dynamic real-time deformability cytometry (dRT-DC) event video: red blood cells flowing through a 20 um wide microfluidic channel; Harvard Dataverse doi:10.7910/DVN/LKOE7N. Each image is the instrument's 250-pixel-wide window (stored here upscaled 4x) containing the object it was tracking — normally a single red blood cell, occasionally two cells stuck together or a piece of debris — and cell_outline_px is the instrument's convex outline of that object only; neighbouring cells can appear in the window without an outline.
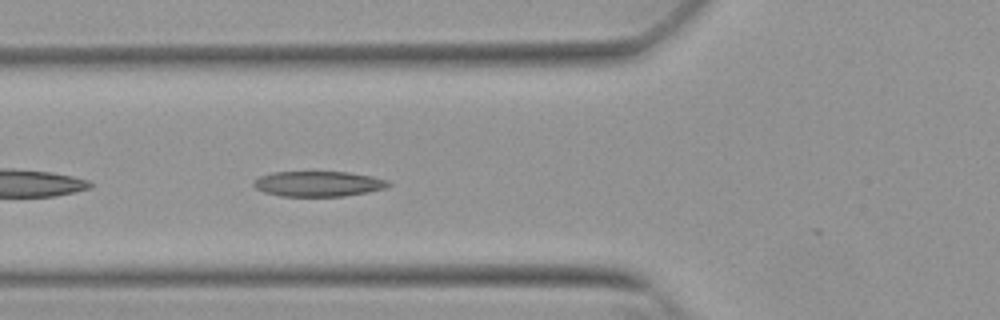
{"species": "Egyptian fruit bat (a non-hibernating species)", "species_latin": "Rousettus aegyptiacus", "temperature_condition": "warm", "stored_images_in_passage": 14, "camera_frame_rate_fps": 3000, "um_per_image_px": 0.085, "animal": {"sex": "female"}, "frame": {"image": 1, "passage_image": 4, "time_ms": 1.0, "image_size_px": [1000, 320], "cell_outline_px": [[392, 184], [384, 188], [368, 192], [344, 196], [280, 196], [264, 192], [256, 188], [252, 184], [252, 180], [260, 176], [272, 172], [348, 172], [372, 176], [388, 180]], "centroid_in_image_um": [27.04, 15.62], "position_along_channel_um": 98.8, "area_um2": 19.94}}
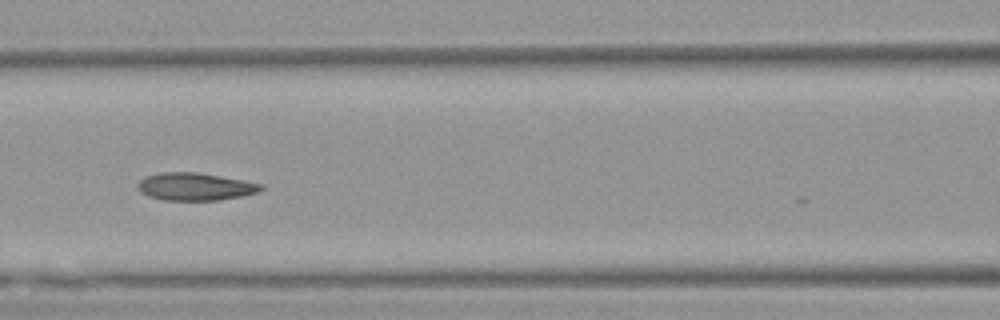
{"frame": {"image": 2, "passage_image": 8, "time_ms": 2.333, "image_size_px": [1000, 320], "cell_outline_px": [[264, 188], [260, 192], [220, 200], [164, 200], [148, 196], [140, 192], [136, 184], [144, 176], [160, 172], [196, 172], [220, 176], [264, 184]], "centroid_in_image_um": [16.57, 15.86], "position_along_channel_um": 150.0, "area_um2": 19.94}}
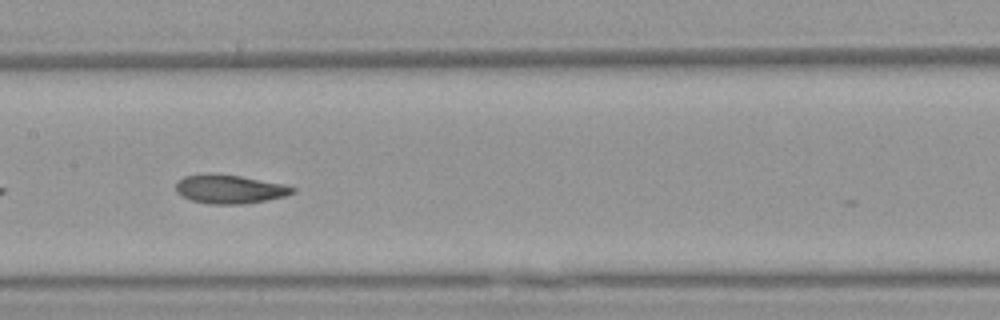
{"frame": {"image": 3, "passage_image": 11, "time_ms": 3.333, "image_size_px": [1000, 320], "cell_outline_px": [[296, 192], [284, 196], [244, 204], [212, 204], [192, 200], [176, 192], [176, 180], [184, 176], [204, 172], [212, 172], [240, 176], [284, 184], [296, 188]], "centroid_in_image_um": [19.48, 16.05], "position_along_channel_um": 187.9, "area_um2": 19.71}}